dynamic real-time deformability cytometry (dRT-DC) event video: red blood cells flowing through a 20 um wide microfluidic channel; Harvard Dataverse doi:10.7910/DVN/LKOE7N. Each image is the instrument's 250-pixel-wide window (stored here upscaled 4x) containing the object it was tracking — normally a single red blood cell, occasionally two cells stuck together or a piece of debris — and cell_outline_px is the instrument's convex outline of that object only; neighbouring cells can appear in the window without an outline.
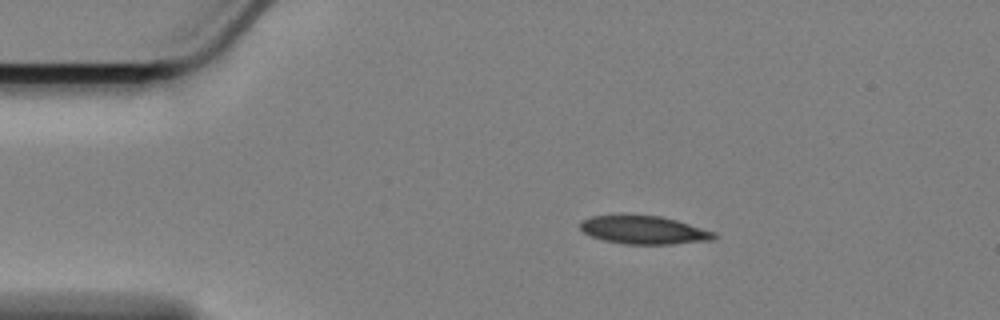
{"species": "Egyptian fruit bat (a non-hibernating species)", "species_latin": "Rousettus aegyptiacus", "temperature_condition": "cold", "stored_images_in_passage": 50, "camera_frame_rate_fps": 3000, "um_per_image_px": 0.085, "animal": {"sex": "female"}, "frame": {"image": 1, "passage_image": 2, "time_ms": 0.333, "image_size_px": [1000, 320], "cell_outline_px": [[720, 236], [716, 240], [672, 244], [624, 244], [604, 240], [592, 236], [584, 232], [580, 228], [580, 220], [592, 216], [660, 216], [676, 220], [716, 232]], "centroid_in_image_um": [54.8, 19.57], "position_along_channel_um": 30.2, "area_um2": 21.91}}
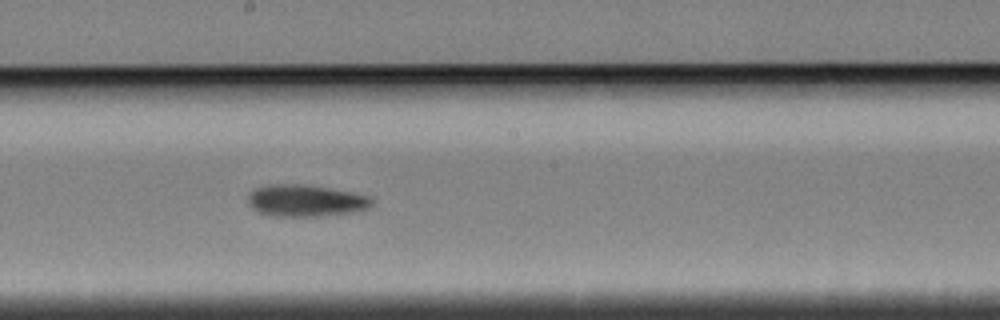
{"frame": {"image": 2, "passage_image": 23, "time_ms": 7.333, "image_size_px": [1000, 320], "cell_outline_px": [[372, 204], [368, 208], [356, 212], [324, 216], [272, 216], [260, 212], [252, 208], [248, 204], [248, 196], [256, 188], [268, 184], [300, 184], [328, 188], [352, 192], [372, 196]], "centroid_in_image_um": [26.01, 17.06], "position_along_channel_um": 222.2, "area_um2": 23.06}}
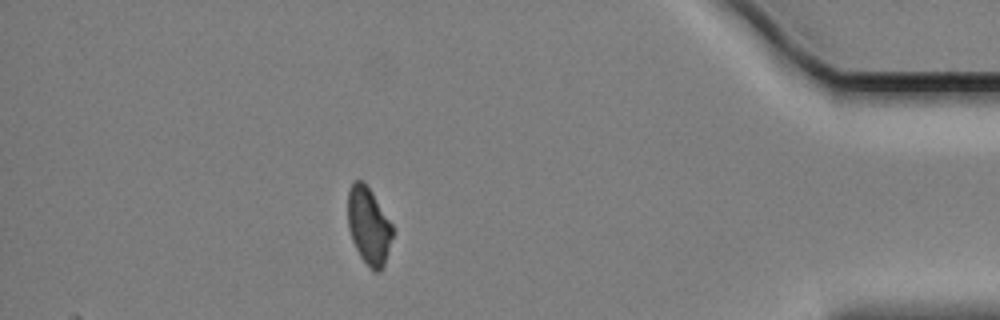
{"frame": {"image": 3, "passage_image": 43, "time_ms": 14.0, "image_size_px": [1000, 320], "cell_outline_px": [[392, 236], [384, 264], [380, 272], [372, 272], [360, 256], [352, 240], [348, 228], [348, 192], [352, 180], [360, 180], [372, 192], [392, 224]], "centroid_in_image_um": [31.32, 19.21], "position_along_channel_um": 403.9, "area_um2": 19.94}, "authors_computed_cell_mechanics": {"area_um2": 22.3686, "velocity_mm_per_s": 3.3933, "shape_relaxation_time_tau1_ms": 5.1173, "shape_relaxation_time_tau2_ms": null, "deformation_change_tau1": 0.1084, "deformation_change_tau2": null}}